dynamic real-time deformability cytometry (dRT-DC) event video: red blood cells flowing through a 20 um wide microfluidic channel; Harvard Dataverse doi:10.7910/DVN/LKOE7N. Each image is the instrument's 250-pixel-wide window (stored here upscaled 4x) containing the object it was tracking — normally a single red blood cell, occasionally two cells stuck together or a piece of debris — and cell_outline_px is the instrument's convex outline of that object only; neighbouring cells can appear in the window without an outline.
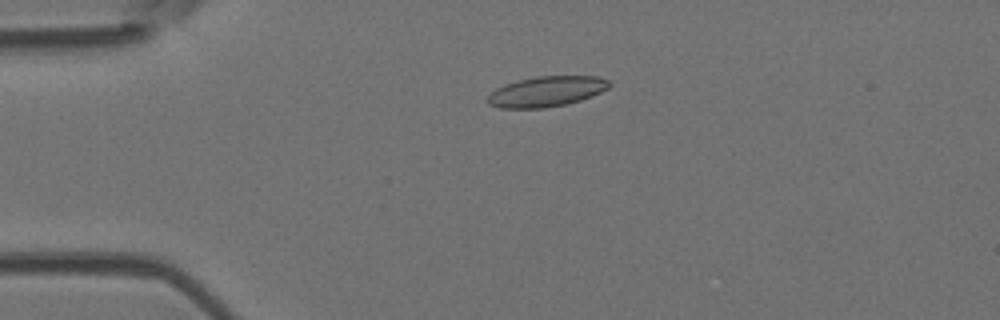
{"species": "Egyptian fruit bat (a non-hibernating species)", "species_latin": "Rousettus aegyptiacus", "temperature_condition": "room temperature", "stored_images_in_passage": 55, "camera_frame_rate_fps": 3000, "um_per_image_px": 0.085, "animal": {"sex": "female"}, "frame": {"image": 1, "passage_image": 13, "time_ms": 4.0, "image_size_px": [1000, 320], "cell_outline_px": [[612, 84], [608, 88], [592, 96], [580, 100], [564, 104], [544, 108], [500, 108], [488, 104], [484, 100], [496, 88], [504, 84], [536, 76], [600, 76], [608, 80]], "centroid_in_image_um": [46.44, 7.77], "position_along_channel_um": 38.6, "area_um2": 21.56}}
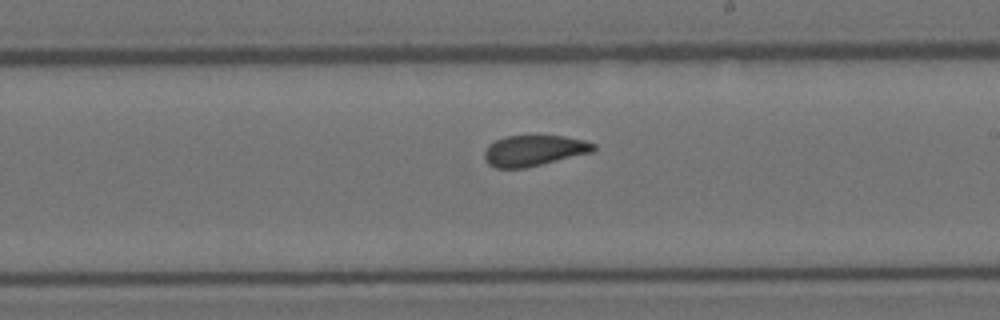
{"frame": {"image": 2, "passage_image": 32, "time_ms": 10.333, "image_size_px": [1000, 320], "cell_outline_px": [[596, 148], [592, 152], [524, 168], [496, 168], [488, 164], [484, 160], [484, 152], [488, 144], [504, 136], [564, 136], [584, 140], [596, 144]], "centroid_in_image_um": [45.36, 12.79], "position_along_channel_um": 243.6, "area_um2": 19.54}}
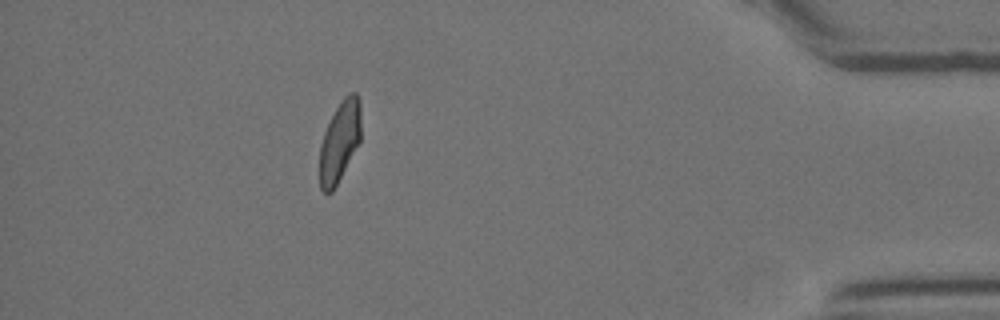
{"frame": {"image": 3, "passage_image": 49, "time_ms": 16.0, "image_size_px": [1000, 320], "cell_outline_px": [[360, 140], [332, 192], [324, 192], [320, 188], [320, 144], [324, 132], [336, 108], [344, 96], [348, 92], [356, 92], [360, 100]], "centroid_in_image_um": [28.87, 11.98], "position_along_channel_um": 406.3, "area_um2": 19.07}, "authors_computed_cell_mechanics": {"area_um2": 20.3456, "velocity_mm_per_s": 3.7419, "shape_relaxation_time_tau1_ms": 7.2976, "shape_relaxation_time_tau2_ms": 1.3903, "deformation_change_tau1": 0.1417, "deformation_change_tau2": 0.0694}}